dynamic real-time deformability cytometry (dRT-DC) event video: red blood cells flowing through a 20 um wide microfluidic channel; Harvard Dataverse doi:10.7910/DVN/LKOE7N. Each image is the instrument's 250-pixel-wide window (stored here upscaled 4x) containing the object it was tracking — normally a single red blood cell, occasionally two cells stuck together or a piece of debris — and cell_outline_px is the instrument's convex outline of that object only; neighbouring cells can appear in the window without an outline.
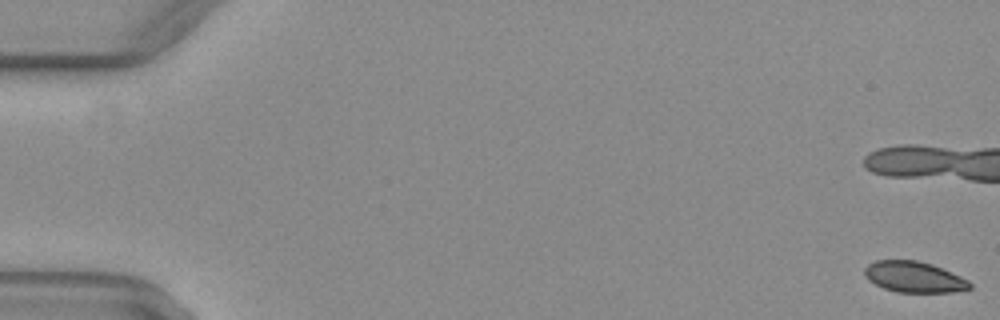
{"species": "common noctule bat (a hibernating species)", "species_latin": "Nyctalus noctula", "temperature_condition": "warm", "stored_images_in_passage": 20, "camera_frame_rate_fps": 3000, "um_per_image_px": 0.085, "animal": {"sex": "female", "body_mass_g": 29.2, "forearm_length_mm": 56.3}, "frame": {"image": 1, "passage_image": 1, "time_ms": 0.0, "image_size_px": [1000, 320], "cell_outline_px": [[972, 288], [952, 292], [896, 292], [884, 288], [868, 280], [864, 276], [864, 268], [868, 264], [876, 260], [916, 260], [932, 264], [960, 276], [968, 280], [972, 284]], "centroid_in_image_um": [77.68, 23.54], "position_along_channel_um": 7.3, "area_um2": 18.96}}